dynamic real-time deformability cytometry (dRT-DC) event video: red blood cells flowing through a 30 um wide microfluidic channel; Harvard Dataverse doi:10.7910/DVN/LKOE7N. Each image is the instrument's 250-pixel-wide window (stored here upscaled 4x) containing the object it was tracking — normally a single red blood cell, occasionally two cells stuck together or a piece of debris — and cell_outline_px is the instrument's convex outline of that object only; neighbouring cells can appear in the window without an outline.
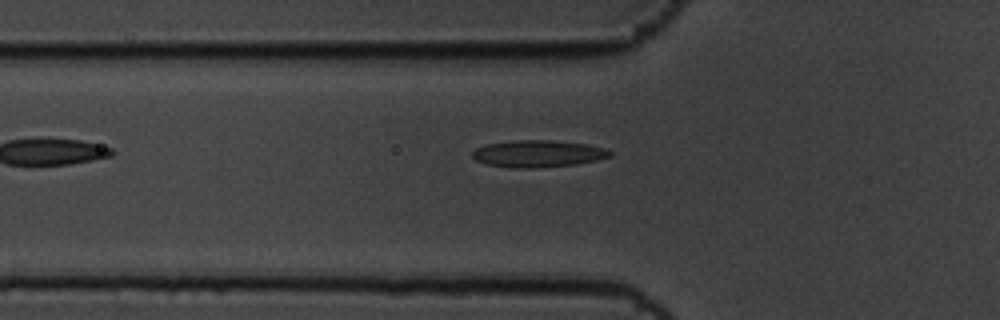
{"species": "common noctule bat (a hibernating species)", "species_latin": "Nyctalus noctula", "temperature_condition": "cold", "stored_images_in_passage": 6, "camera_frame_rate_fps": 3000, "um_per_image_px": 0.085, "animal": {"sex": "male", "body_mass_g": 19.5, "forearm_length_mm": 54.6}, "frame": {"image": 1, "passage_image": 6, "time_ms": 1.667, "image_size_px": [1000, 320], "cell_outline_px": [[612, 156], [596, 160], [576, 164], [536, 168], [512, 168], [488, 164], [476, 160], [472, 156], [472, 152], [476, 148], [488, 144], [512, 140], [552, 140], [588, 144], [604, 148], [612, 152]], "centroid_in_image_um": [45.74, 13.06], "position_along_channel_um": 80.1, "area_um2": 21.62}}